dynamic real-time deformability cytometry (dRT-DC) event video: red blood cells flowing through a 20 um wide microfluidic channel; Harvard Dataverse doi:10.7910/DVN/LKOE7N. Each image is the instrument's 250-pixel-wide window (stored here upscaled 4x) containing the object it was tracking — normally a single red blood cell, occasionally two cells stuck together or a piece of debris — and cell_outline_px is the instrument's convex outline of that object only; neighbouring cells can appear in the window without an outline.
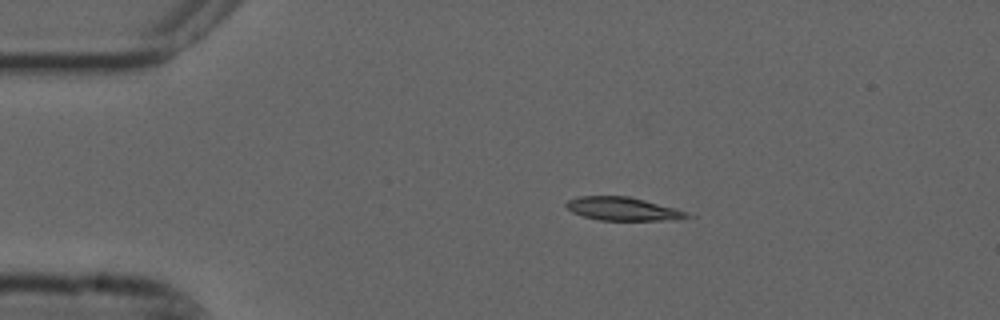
{"species": "common noctule bat (a hibernating species)", "species_latin": "Nyctalus noctula", "temperature_condition": "cold", "stored_images_in_passage": 3, "camera_frame_rate_fps": 3000, "um_per_image_px": 0.085, "animal": {"sex": "male", "forearm_length_mm": 52.5}, "frame": {"image": 1, "passage_image": 2, "time_ms": 0.333, "image_size_px": [1000, 320], "cell_outline_px": [[696, 216], [680, 220], [600, 220], [584, 216], [572, 212], [564, 204], [568, 200], [580, 196], [628, 196], [676, 208]], "centroid_in_image_um": [53.0, 17.76], "position_along_channel_um": 32.0, "area_um2": 16.47}}
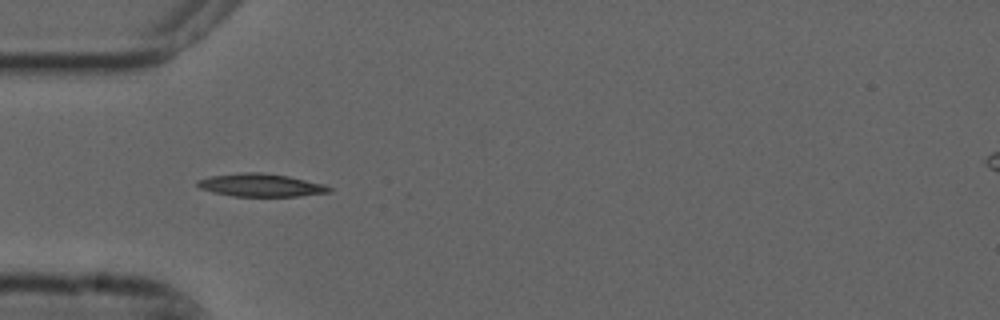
{"frame": {"image": 2, "passage_image": 3, "time_ms": 0.667, "image_size_px": [1000, 320], "cell_outline_px": [[332, 192], [300, 196], [232, 196], [212, 192], [200, 188], [196, 184], [196, 180], [212, 176], [244, 172], [260, 172], [288, 176], [324, 184], [332, 188]], "centroid_in_image_um": [22.18, 15.74], "position_along_channel_um": 62.8, "area_um2": 17.57}}